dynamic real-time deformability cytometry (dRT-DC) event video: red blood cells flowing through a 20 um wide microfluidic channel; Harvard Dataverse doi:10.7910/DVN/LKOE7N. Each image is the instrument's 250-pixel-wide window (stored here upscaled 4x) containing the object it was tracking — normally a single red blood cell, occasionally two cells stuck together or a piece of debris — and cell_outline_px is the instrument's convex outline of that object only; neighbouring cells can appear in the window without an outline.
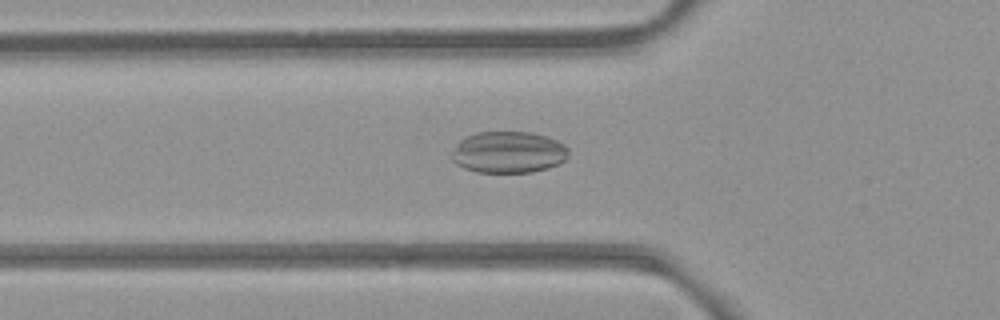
{"species": "common noctule bat (a hibernating species)", "species_latin": "Nyctalus noctula", "temperature_condition": "room temperature", "stored_images_in_passage": 43, "camera_frame_rate_fps": 3000, "um_per_image_px": 0.085, "animal": {"sex": "female", "body_mass_g": 21.9}, "frame": {"image": 1, "passage_image": 8, "time_ms": 2.333, "image_size_px": [1000, 320], "cell_outline_px": [[568, 156], [564, 160], [548, 168], [532, 172], [476, 172], [464, 168], [456, 164], [452, 160], [452, 152], [460, 140], [464, 136], [476, 132], [528, 132], [544, 136], [556, 140], [564, 144], [568, 148]], "centroid_in_image_um": [43.19, 12.94], "position_along_channel_um": 82.6, "area_um2": 28.26}}
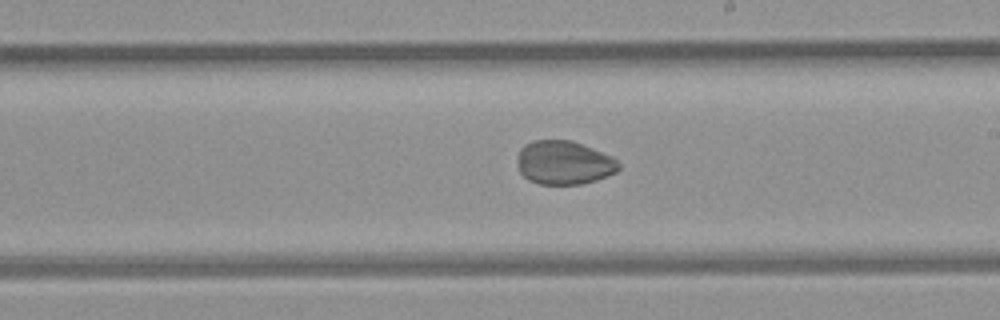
{"frame": {"image": 2, "passage_image": 20, "time_ms": 6.333, "image_size_px": [1000, 320], "cell_outline_px": [[620, 168], [616, 172], [596, 180], [584, 184], [540, 184], [528, 180], [520, 172], [516, 156], [520, 148], [524, 144], [532, 140], [572, 140], [612, 156], [620, 164]], "centroid_in_image_um": [47.92, 13.82], "position_along_channel_um": 241.1, "area_um2": 26.01}}
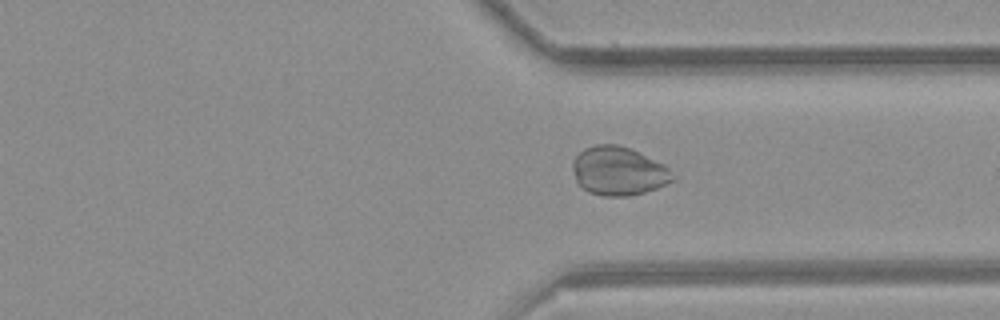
{"frame": {"image": 3, "passage_image": 29, "time_ms": 9.333, "image_size_px": [1000, 320], "cell_outline_px": [[676, 180], [656, 188], [644, 192], [628, 196], [604, 196], [588, 192], [576, 180], [572, 168], [572, 160], [584, 148], [596, 144], [616, 144], [628, 148], [664, 164], [676, 176]], "centroid_in_image_um": [52.58, 14.54], "position_along_channel_um": 358.8, "area_um2": 28.26}}